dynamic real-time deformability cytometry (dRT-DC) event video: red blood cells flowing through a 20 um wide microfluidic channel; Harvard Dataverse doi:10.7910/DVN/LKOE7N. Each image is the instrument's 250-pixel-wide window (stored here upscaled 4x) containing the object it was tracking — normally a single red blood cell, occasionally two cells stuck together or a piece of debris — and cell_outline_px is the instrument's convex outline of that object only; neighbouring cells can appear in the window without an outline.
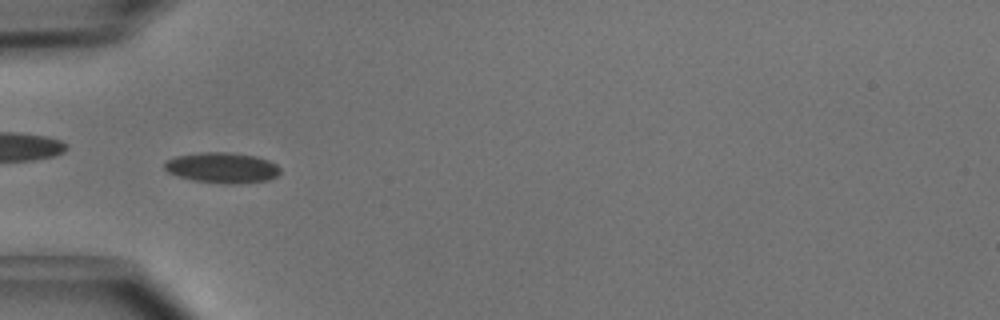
{"species": "common noctule bat (a hibernating species)", "species_latin": "Nyctalus noctula", "temperature_condition": "cold", "stored_images_in_passage": 4, "camera_frame_rate_fps": 3000, "um_per_image_px": 0.085, "animal": {"sex": "male", "body_mass_g": 15.6}, "frame": {"image": 1, "passage_image": 1, "time_ms": 0.0, "image_size_px": [1000, 320], "cell_outline_px": [[280, 172], [276, 176], [268, 180], [236, 184], [224, 184], [192, 180], [168, 172], [164, 168], [164, 164], [168, 160], [176, 156], [200, 152], [228, 152], [256, 156], [268, 160], [276, 164], [280, 168]], "centroid_in_image_um": [18.9, 14.26], "position_along_channel_um": 66.1, "area_um2": 20.58}}
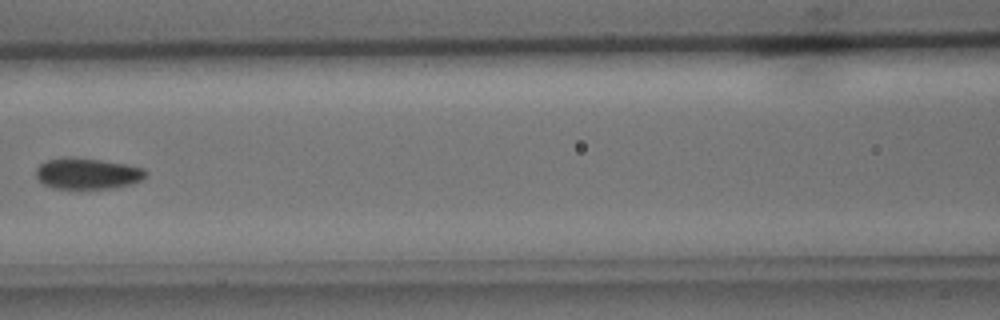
{"frame": {"image": 2, "passage_image": 3, "time_ms": 0.667, "image_size_px": [1000, 320], "cell_outline_px": [[148, 172], [144, 180], [132, 184], [116, 188], [52, 188], [44, 184], [36, 176], [36, 168], [40, 164], [48, 160], [100, 160], [124, 164], [144, 168]], "centroid_in_image_um": [7.52, 14.8], "position_along_channel_um": 159.1, "area_um2": 19.19}}
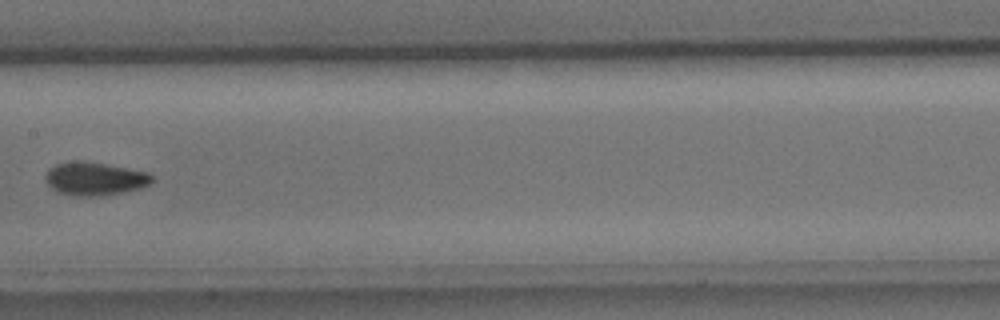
{"frame": {"image": 3, "passage_image": 4, "time_ms": 1.0, "image_size_px": [1000, 320], "cell_outline_px": [[152, 180], [148, 184], [140, 188], [100, 196], [76, 196], [56, 192], [48, 184], [44, 176], [48, 168], [56, 164], [76, 160], [104, 164], [152, 172]], "centroid_in_image_um": [8.03, 15.19], "position_along_channel_um": 199.4, "area_um2": 20.58}}